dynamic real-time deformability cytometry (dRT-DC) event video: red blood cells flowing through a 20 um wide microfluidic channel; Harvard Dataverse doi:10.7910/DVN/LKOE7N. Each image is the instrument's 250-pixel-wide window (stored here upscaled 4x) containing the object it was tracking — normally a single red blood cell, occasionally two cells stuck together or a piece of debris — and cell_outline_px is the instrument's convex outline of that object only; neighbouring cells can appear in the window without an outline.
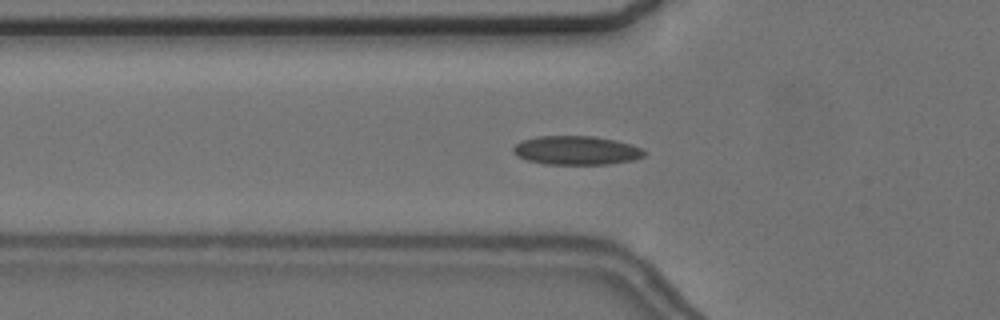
{"species": "common noctule bat (a hibernating species)", "species_latin": "Nyctalus noctula", "temperature_condition": "cold", "stored_images_in_passage": 39, "camera_frame_rate_fps": 3000, "um_per_image_px": 0.085, "animal": {"sex": "female", "body_mass_g": 24.6, "forearm_length_mm": 56.2}, "frame": {"image": 1, "passage_image": 2, "time_ms": 0.333, "image_size_px": [1000, 320], "cell_outline_px": [[648, 152], [644, 156], [636, 160], [608, 164], [544, 164], [528, 160], [516, 156], [512, 152], [512, 148], [520, 140], [536, 136], [596, 136], [616, 140], [632, 144], [644, 148]], "centroid_in_image_um": [49.02, 12.77], "position_along_channel_um": 76.8, "area_um2": 22.48}}
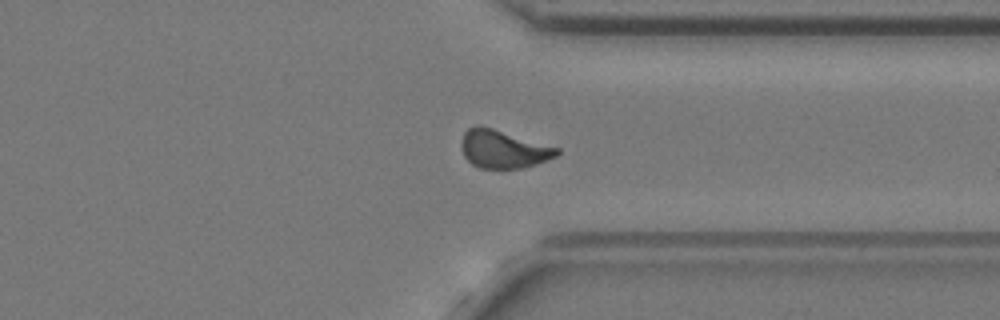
{"frame": {"image": 2, "passage_image": 26, "time_ms": 8.333, "image_size_px": [1000, 320], "cell_outline_px": [[560, 152], [556, 156], [548, 160], [524, 168], [480, 168], [472, 164], [464, 156], [460, 144], [464, 132], [468, 128], [476, 124], [480, 124], [560, 148]], "centroid_in_image_um": [42.77, 12.66], "position_along_channel_um": 368.6, "area_um2": 21.39}}
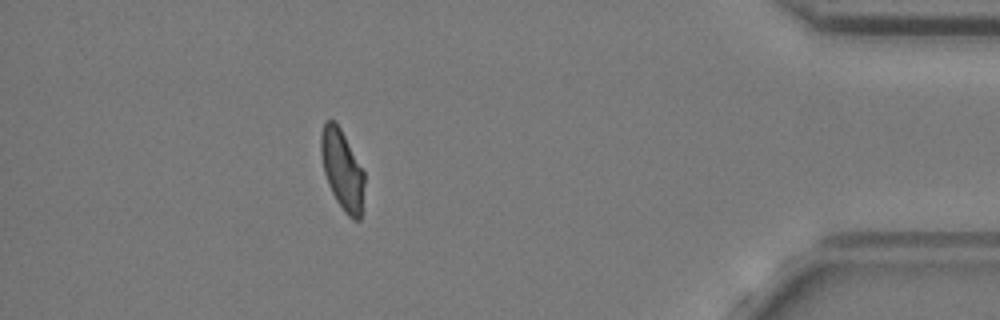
{"frame": {"image": 3, "passage_image": 33, "time_ms": 10.667, "image_size_px": [1000, 320], "cell_outline_px": [[364, 184], [360, 220], [352, 220], [344, 212], [336, 200], [328, 184], [324, 172], [320, 152], [320, 132], [324, 124], [328, 120], [336, 120], [364, 172]], "centroid_in_image_um": [29.07, 14.42], "position_along_channel_um": 406.1, "area_um2": 20.17}, "authors_computed_cell_mechanics": {"area_um2": 20.808, "velocity_mm_per_s": 3.641, "shape_relaxation_time_tau1_ms": 7.8621, "shape_relaxation_time_tau2_ms": 1.7911, "deformation_change_tau1": 0.1531, "deformation_change_tau2": 0.082}}